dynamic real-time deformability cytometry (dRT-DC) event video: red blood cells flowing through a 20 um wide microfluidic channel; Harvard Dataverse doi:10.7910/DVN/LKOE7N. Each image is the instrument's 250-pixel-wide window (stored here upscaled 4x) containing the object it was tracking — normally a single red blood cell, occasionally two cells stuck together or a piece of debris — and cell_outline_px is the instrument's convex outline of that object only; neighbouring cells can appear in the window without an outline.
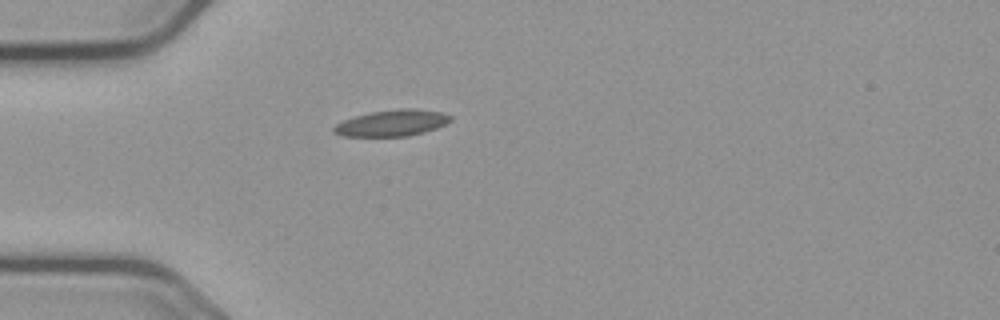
{"species": "common noctule bat (a hibernating species)", "species_latin": "Nyctalus noctula", "temperature_condition": "cold", "stored_images_in_passage": 41, "camera_frame_rate_fps": 3000, "um_per_image_px": 0.085, "animal": {"sex": "male", "body_mass_g": 23.1, "forearm_length_mm": 52.7}, "frame": {"image": 1, "passage_image": 1, "time_ms": 0.0, "image_size_px": [1000, 320], "cell_outline_px": [[452, 120], [436, 128], [424, 132], [408, 136], [344, 136], [332, 132], [332, 128], [336, 124], [344, 120], [356, 116], [372, 112], [400, 108], [412, 108], [440, 112], [452, 116]], "centroid_in_image_um": [33.32, 10.46], "position_along_channel_um": 51.7, "area_um2": 17.74}}
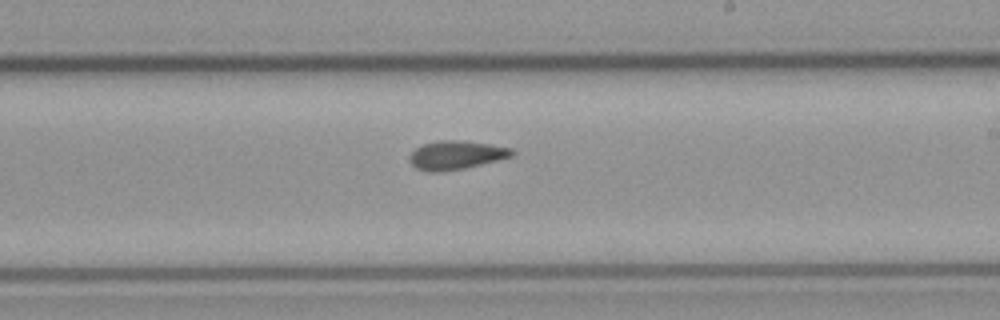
{"frame": {"image": 2, "passage_image": 18, "time_ms": 5.667, "image_size_px": [1000, 320], "cell_outline_px": [[516, 152], [512, 156], [464, 168], [440, 172], [428, 172], [416, 168], [408, 160], [408, 156], [416, 148], [424, 144], [440, 140], [464, 140], [512, 148]], "centroid_in_image_um": [38.74, 13.18], "position_along_channel_um": 250.3, "area_um2": 17.05}}
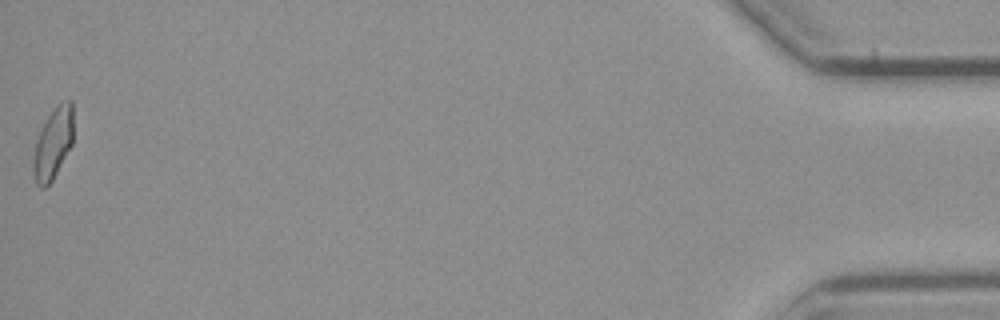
{"frame": {"image": 3, "passage_image": 41, "time_ms": 13.333, "image_size_px": [1000, 320], "cell_outline_px": [[72, 144], [52, 180], [44, 188], [40, 188], [36, 184], [32, 168], [32, 164], [36, 140], [48, 116], [56, 104], [60, 100], [72, 100]], "centroid_in_image_um": [4.5, 12.18], "position_along_channel_um": 430.7, "area_um2": 16.47}, "authors_computed_cell_mechanics": {"area_um2": 16.762, "velocity_mm_per_s": 3.6811, "shape_relaxation_time_tau1_ms": null, "shape_relaxation_time_tau2_ms": 4.1714, "deformation_change_tau1": null, "deformation_change_tau2": 0.1147}}